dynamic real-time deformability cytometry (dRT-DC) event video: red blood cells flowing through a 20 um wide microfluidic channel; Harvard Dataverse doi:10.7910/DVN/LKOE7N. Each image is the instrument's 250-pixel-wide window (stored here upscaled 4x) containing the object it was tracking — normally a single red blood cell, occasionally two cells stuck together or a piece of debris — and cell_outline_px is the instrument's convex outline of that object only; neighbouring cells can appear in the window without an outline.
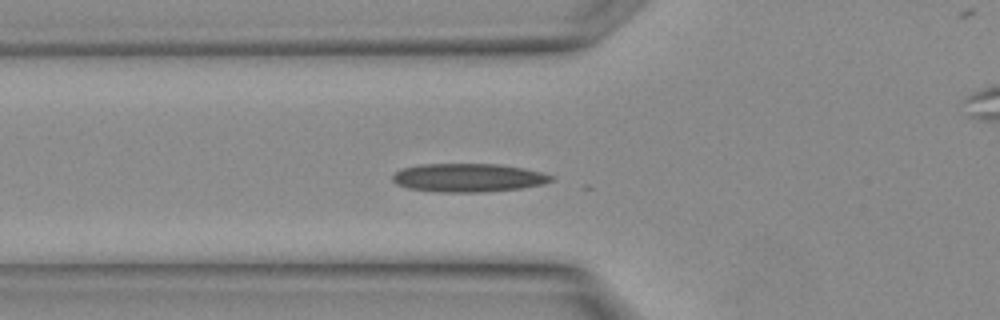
{"species": "Egyptian fruit bat (a non-hibernating species)", "species_latin": "Rousettus aegyptiacus", "temperature_condition": "warm", "stored_images_in_passage": 12, "camera_frame_rate_fps": 3000, "um_per_image_px": 0.085, "animal": {"sex": "female"}, "frame": {"image": 1, "passage_image": 2, "time_ms": 0.333, "image_size_px": [1000, 320], "cell_outline_px": [[556, 176], [552, 180], [544, 184], [520, 188], [484, 192], [440, 192], [408, 188], [396, 184], [392, 180], [392, 176], [396, 172], [404, 168], [420, 164], [496, 164], [524, 168], [544, 172]], "centroid_in_image_um": [39.84, 15.1], "position_along_channel_um": 86.0, "area_um2": 26.36}}
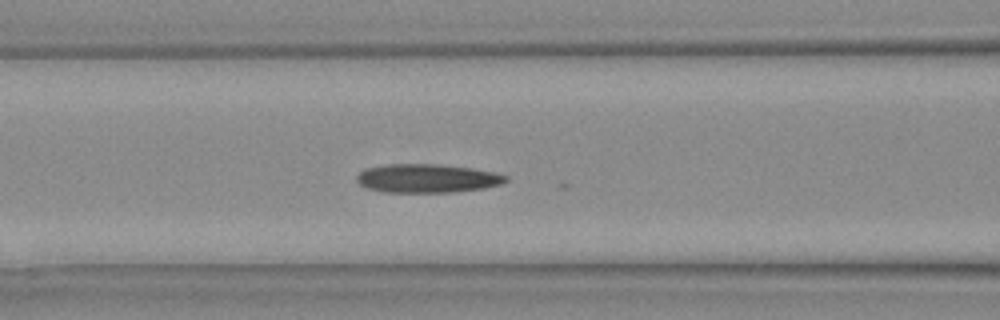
{"frame": {"image": 2, "passage_image": 4, "time_ms": 1.0, "image_size_px": [1000, 320], "cell_outline_px": [[508, 180], [500, 184], [484, 188], [452, 192], [384, 192], [368, 188], [360, 184], [356, 180], [356, 176], [364, 168], [384, 164], [440, 164], [472, 168], [496, 172], [508, 176]], "centroid_in_image_um": [36.3, 15.15], "position_along_channel_um": 130.3, "area_um2": 25.03}}